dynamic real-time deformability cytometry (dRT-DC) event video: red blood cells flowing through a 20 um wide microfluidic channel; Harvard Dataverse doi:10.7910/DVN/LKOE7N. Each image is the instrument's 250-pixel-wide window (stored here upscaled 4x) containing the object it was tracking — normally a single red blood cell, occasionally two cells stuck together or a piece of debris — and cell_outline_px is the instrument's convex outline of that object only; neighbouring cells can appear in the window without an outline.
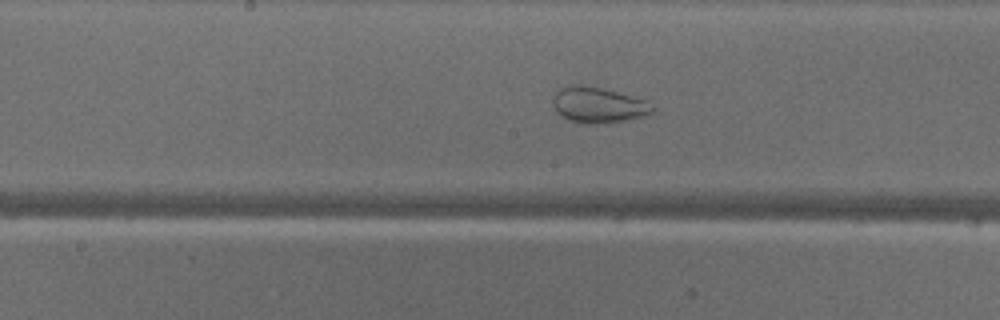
{"species": "common noctule bat (a hibernating species)", "species_latin": "Nyctalus noctula", "temperature_condition": "warm", "stored_images_in_passage": 48, "camera_frame_rate_fps": 3000, "um_per_image_px": 0.085, "animal": {"sex": "male", "body_mass_g": 18.8}, "frame": {"image": 1, "passage_image": 24, "time_ms": 7.667, "image_size_px": [1000, 320], "cell_outline_px": [[656, 108], [648, 116], [628, 120], [604, 124], [584, 124], [568, 120], [560, 116], [556, 112], [552, 100], [552, 96], [560, 88], [600, 88], [648, 100]], "centroid_in_image_um": [50.92, 9.0], "position_along_channel_um": 197.3, "area_um2": 20.52}}
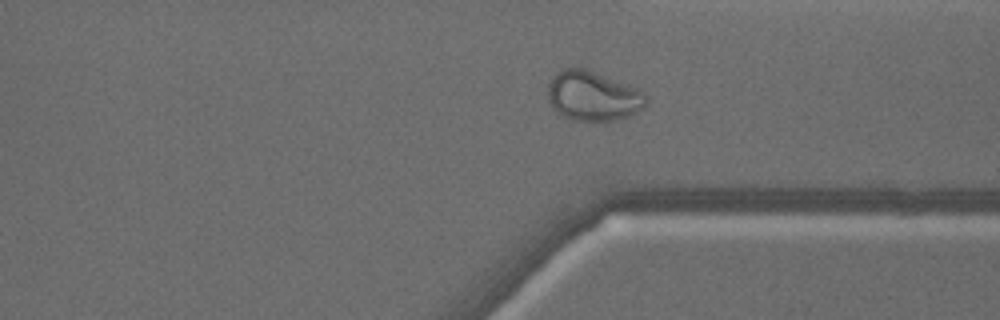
{"frame": {"image": 2, "passage_image": 36, "time_ms": 11.667, "image_size_px": [1000, 320], "cell_outline_px": [[648, 100], [644, 108], [628, 116], [616, 120], [572, 120], [564, 116], [548, 100], [548, 80], [560, 68], [584, 68], [636, 88], [644, 92], [648, 96]], "centroid_in_image_um": [50.4, 8.14], "position_along_channel_um": 361.0, "area_um2": 28.21}}
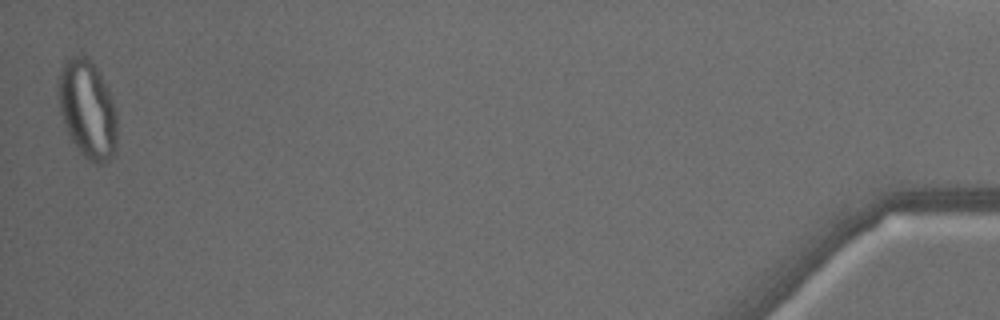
{"frame": {"image": 3, "passage_image": 48, "time_ms": 15.667, "image_size_px": [1000, 320], "cell_outline_px": [[116, 156], [100, 164], [96, 164], [88, 160], [76, 148], [64, 124], [60, 112], [56, 96], [56, 84], [60, 72], [64, 64], [72, 56], [80, 52], [88, 56], [96, 64], [112, 96], [116, 108]], "centroid_in_image_um": [7.43, 9.25], "position_along_channel_um": 427.8, "area_um2": 34.56}}